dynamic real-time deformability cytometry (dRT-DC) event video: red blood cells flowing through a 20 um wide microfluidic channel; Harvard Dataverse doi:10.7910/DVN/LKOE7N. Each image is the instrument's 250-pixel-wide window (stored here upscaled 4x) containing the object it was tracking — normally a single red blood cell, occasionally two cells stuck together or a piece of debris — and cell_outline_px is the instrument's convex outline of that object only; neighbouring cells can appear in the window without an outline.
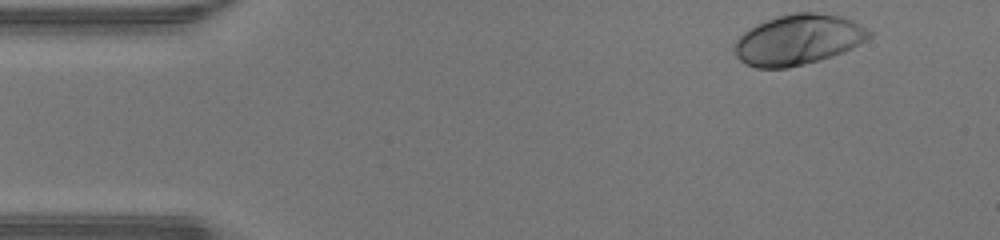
{"species": "human", "species_latin": "Homo sapiens", "temperature_condition": "warm", "stored_images_in_passage": 44, "camera_frame_rate_fps": 3000, "um_per_image_px": 0.085, "donor": {"sex": "male"}, "frame": {"image": 1, "passage_image": 1, "time_ms": 0.0, "image_size_px": [1000, 240], "cell_outline_px": [[872, 36], [852, 48], [844, 52], [820, 60], [788, 68], [756, 68], [744, 64], [736, 56], [732, 48], [736, 40], [744, 32], [756, 24], [780, 16], [796, 12], [816, 12], [840, 16], [852, 20], [860, 24], [872, 32]], "centroid_in_image_um": [67.83, 3.39], "position_along_channel_um": 17.2, "area_um2": 39.59}}
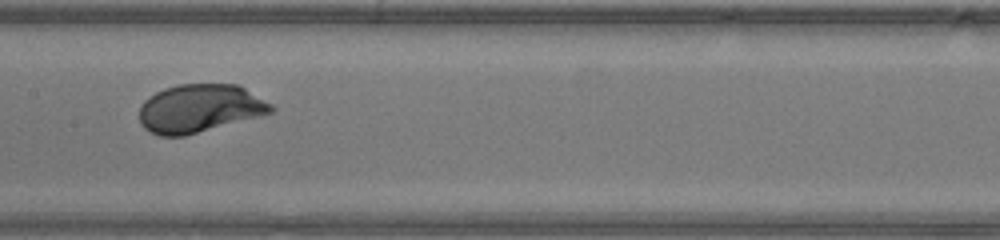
{"frame": {"image": 2, "passage_image": 20, "time_ms": 6.333, "image_size_px": [1000, 240], "cell_outline_px": [[276, 108], [272, 112], [260, 116], [184, 136], [160, 136], [144, 128], [140, 124], [140, 104], [148, 96], [164, 88], [180, 84], [236, 84], [244, 88], [272, 104]], "centroid_in_image_um": [16.95, 9.21], "position_along_channel_um": 190.5, "area_um2": 36.93}}
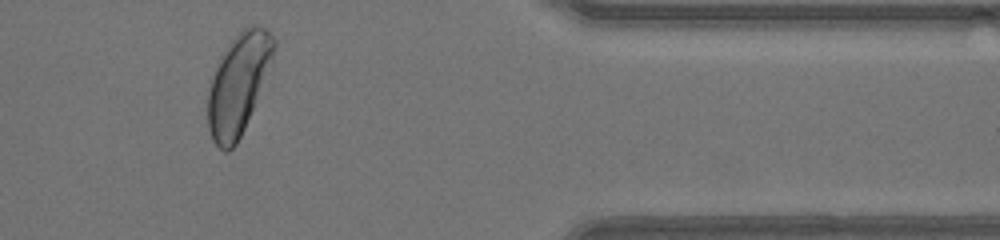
{"frame": {"image": 3, "passage_image": 36, "time_ms": 11.667, "image_size_px": [1000, 240], "cell_outline_px": [[276, 44], [272, 64], [244, 128], [236, 144], [228, 152], [224, 152], [212, 140], [208, 128], [208, 88], [212, 76], [220, 56], [228, 44], [244, 28], [252, 24], [260, 24], [276, 40]], "centroid_in_image_um": [20.26, 7.12], "position_along_channel_um": 391.1, "area_um2": 38.49}, "authors_computed_cell_mechanics": {"area_um2": 37.2232, "velocity_mm_per_s": 4.2873, "shape_relaxation_time_tau1_ms": 1.4562, "shape_relaxation_time_tau2_ms": null, "deformation_change_tau1": 0.1381, "deformation_change_tau2": null}}